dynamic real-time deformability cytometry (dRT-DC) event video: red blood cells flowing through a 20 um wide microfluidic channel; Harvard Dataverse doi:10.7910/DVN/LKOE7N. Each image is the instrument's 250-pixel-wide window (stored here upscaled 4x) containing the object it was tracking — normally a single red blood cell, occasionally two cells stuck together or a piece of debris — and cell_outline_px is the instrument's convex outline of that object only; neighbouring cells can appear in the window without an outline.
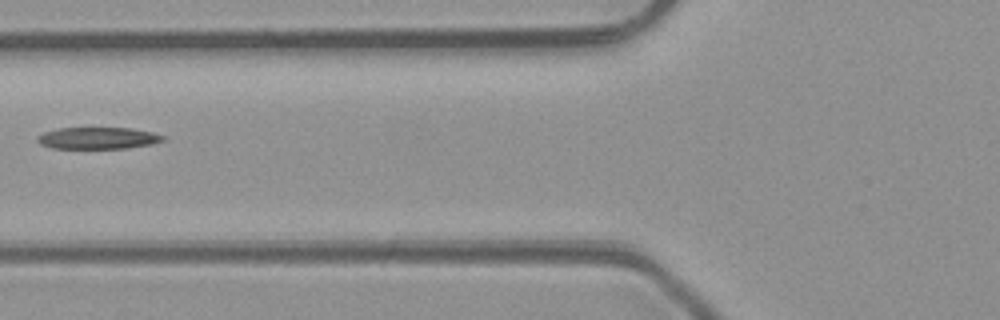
{"species": "common noctule bat (a hibernating species)", "species_latin": "Nyctalus noctula", "temperature_condition": "room temperature", "stored_images_in_passage": 6, "camera_frame_rate_fps": 3000, "um_per_image_px": 0.085, "animal": {"sex": "male", "body_mass_g": 23.1, "forearm_length_mm": 52.7}, "frame": {"image": 1, "passage_image": 5, "time_ms": 5.333, "image_size_px": [1000, 320], "cell_outline_px": [[168, 136], [164, 140], [152, 144], [124, 148], [52, 148], [40, 144], [36, 140], [36, 136], [44, 132], [60, 128], [132, 128], [152, 132]], "centroid_in_image_um": [8.34, 11.73], "position_along_channel_um": 117.5, "area_um2": 15.95}}
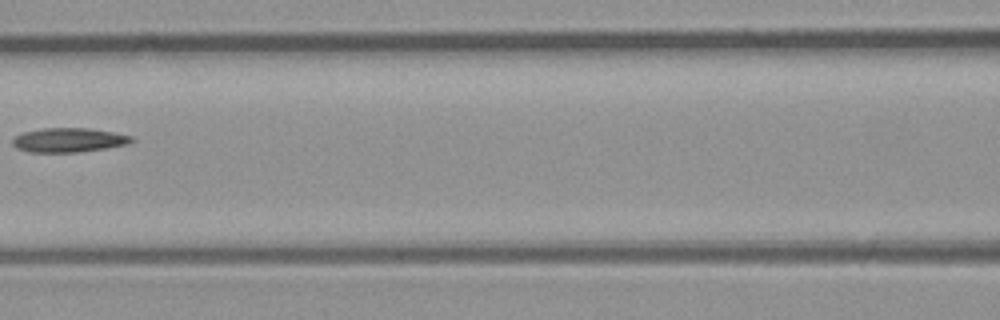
{"frame": {"image": 2, "passage_image": 6, "time_ms": 6.333, "image_size_px": [1000, 320], "cell_outline_px": [[136, 140], [128, 144], [104, 148], [76, 152], [28, 152], [16, 148], [12, 144], [12, 140], [16, 136], [24, 132], [44, 128], [88, 128], [112, 132], [132, 136]], "centroid_in_image_um": [5.84, 11.9], "position_along_channel_um": 160.8, "area_um2": 16.7}}